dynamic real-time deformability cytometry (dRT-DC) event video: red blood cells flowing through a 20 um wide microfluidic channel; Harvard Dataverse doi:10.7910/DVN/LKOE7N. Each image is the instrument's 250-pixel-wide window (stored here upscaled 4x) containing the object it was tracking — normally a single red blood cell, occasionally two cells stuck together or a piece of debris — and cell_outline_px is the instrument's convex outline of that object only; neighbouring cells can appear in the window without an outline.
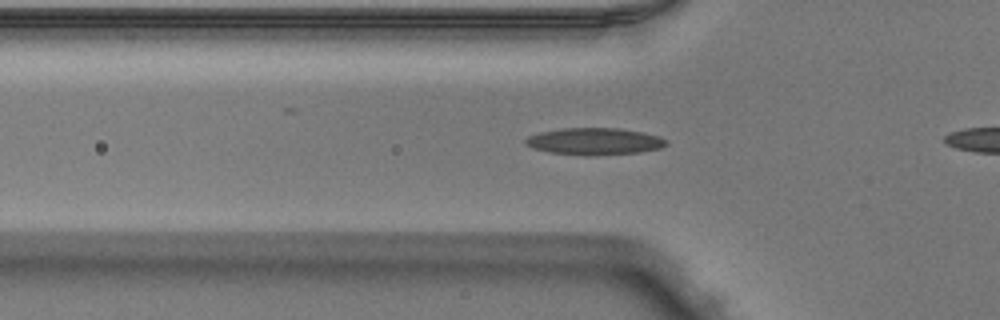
{"species": "Egyptian fruit bat (a non-hibernating species)", "species_latin": "Rousettus aegyptiacus", "temperature_condition": "warm", "stored_images_in_passage": 41, "camera_frame_rate_fps": 3000, "um_per_image_px": 0.085, "animal": {"sex": "male"}, "frame": {"image": 1, "passage_image": 17, "time_ms": 5.333, "image_size_px": [1000, 320], "cell_outline_px": [[668, 144], [660, 148], [640, 152], [592, 156], [588, 156], [548, 152], [532, 148], [524, 144], [524, 140], [528, 136], [540, 132], [560, 128], [620, 128], [644, 132], [660, 136], [668, 140]], "centroid_in_image_um": [50.53, 12.02], "position_along_channel_um": 75.3, "area_um2": 22.43}}
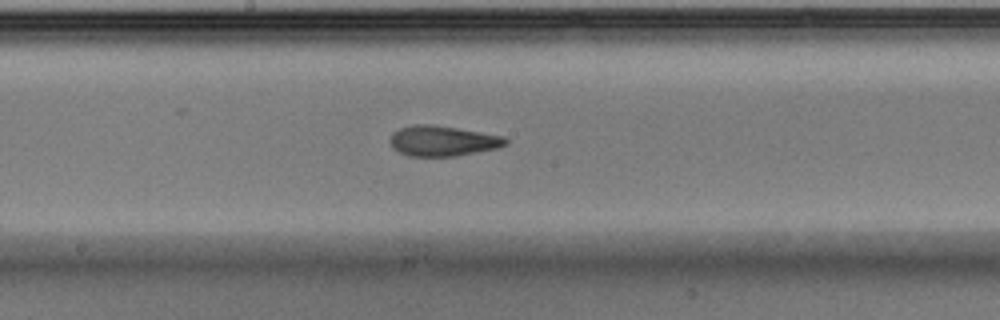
{"frame": {"image": 2, "passage_image": 27, "time_ms": 8.667, "image_size_px": [1000, 320], "cell_outline_px": [[508, 144], [496, 148], [456, 156], [408, 156], [392, 148], [388, 140], [392, 132], [400, 128], [412, 124], [432, 124], [504, 136], [508, 140]], "centroid_in_image_um": [37.58, 11.97], "position_along_channel_um": 210.6, "area_um2": 20.52}}
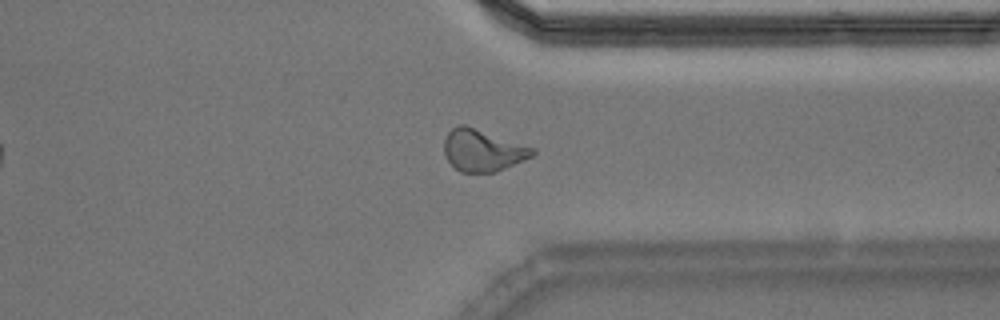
{"frame": {"image": 3, "passage_image": 39, "time_ms": 12.667, "image_size_px": [1000, 320], "cell_outline_px": [[536, 152], [532, 156], [496, 172], [460, 172], [444, 156], [444, 140], [448, 132], [456, 124], [464, 124], [536, 148]], "centroid_in_image_um": [41.02, 12.77], "position_along_channel_um": 370.4, "area_um2": 21.56}}